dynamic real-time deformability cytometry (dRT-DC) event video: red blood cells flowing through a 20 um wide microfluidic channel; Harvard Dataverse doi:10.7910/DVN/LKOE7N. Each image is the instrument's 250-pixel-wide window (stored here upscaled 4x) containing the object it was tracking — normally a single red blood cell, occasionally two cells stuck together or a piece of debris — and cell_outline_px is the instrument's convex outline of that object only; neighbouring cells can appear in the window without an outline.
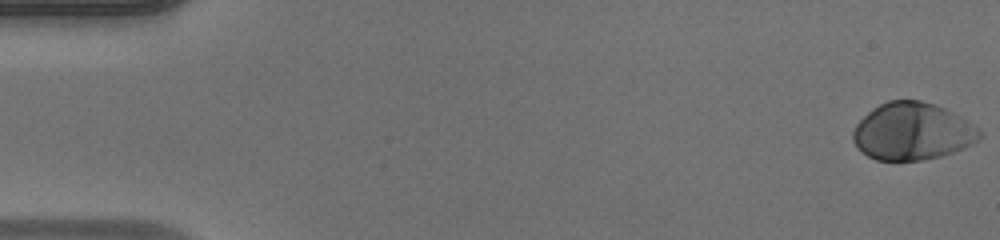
{"species": "human", "species_latin": "Homo sapiens", "temperature_condition": "warm", "stored_images_in_passage": 50, "camera_frame_rate_fps": 3000, "um_per_image_px": 0.085, "donor": {"sex": "male"}, "frame": {"image": 1, "passage_image": 1, "time_ms": 0.0, "image_size_px": [1000, 240], "cell_outline_px": [[980, 136], [976, 140], [964, 148], [940, 156], [920, 160], [876, 160], [868, 156], [852, 140], [852, 132], [856, 124], [872, 108], [888, 100], [920, 100], [936, 104], [952, 112], [980, 128]], "centroid_in_image_um": [77.53, 11.16], "position_along_channel_um": 7.5, "area_um2": 41.96}}
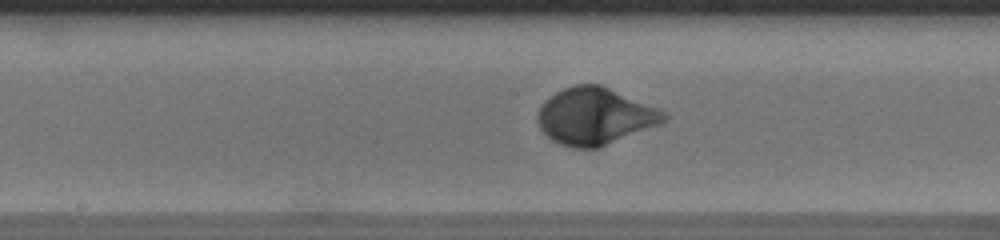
{"frame": {"image": 2, "passage_image": 26, "time_ms": 8.333, "image_size_px": [1000, 240], "cell_outline_px": [[668, 120], [660, 124], [596, 148], [572, 148], [560, 144], [552, 140], [540, 128], [536, 120], [536, 116], [544, 100], [556, 92], [564, 88], [576, 84], [600, 84], [660, 108], [668, 116]], "centroid_in_image_um": [50.57, 9.87], "position_along_channel_um": 197.6, "area_um2": 41.79}}
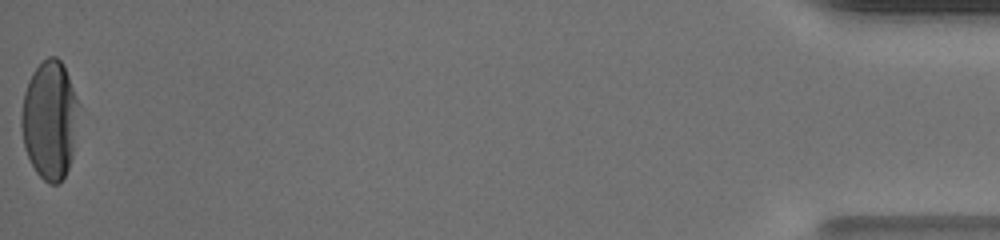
{"frame": {"image": 3, "passage_image": 50, "time_ms": 16.333, "image_size_px": [1000, 240], "cell_outline_px": [[80, 104], [72, 156], [68, 168], [64, 176], [56, 184], [48, 184], [36, 172], [28, 156], [24, 144], [20, 124], [20, 116], [24, 92], [28, 80], [32, 72], [48, 56], [56, 56], [60, 60], [68, 76]], "centroid_in_image_um": [4.22, 10.18], "position_along_channel_um": 431.0, "area_um2": 39.59}, "authors_computed_cell_mechanics": {"area_um2": 40.6912, "velocity_mm_per_s": 4.1458, "shape_relaxation_time_tau1_ms": 2.4585, "shape_relaxation_time_tau2_ms": null, "deformation_change_tau1": 0.2043, "deformation_change_tau2": null}}